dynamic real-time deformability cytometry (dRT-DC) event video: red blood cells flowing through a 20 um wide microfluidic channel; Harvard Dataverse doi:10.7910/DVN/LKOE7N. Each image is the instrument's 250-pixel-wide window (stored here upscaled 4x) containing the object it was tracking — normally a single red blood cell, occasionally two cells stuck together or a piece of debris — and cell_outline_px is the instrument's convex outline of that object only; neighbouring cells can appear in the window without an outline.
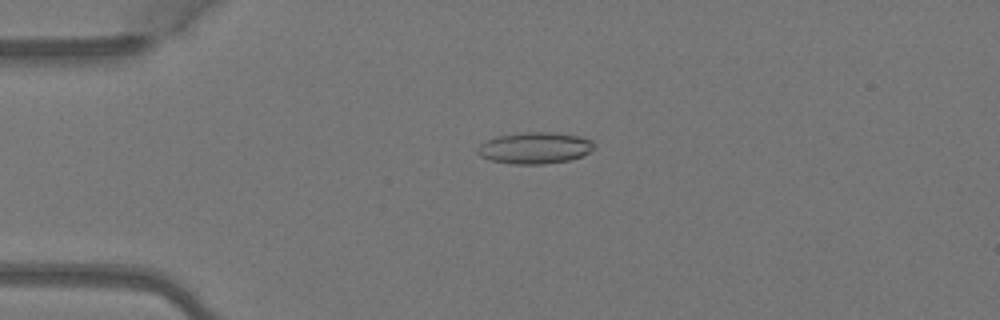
{"species": "Egyptian fruit bat (a non-hibernating species)", "species_latin": "Rousettus aegyptiacus", "temperature_condition": "warm", "stored_images_in_passage": 4, "camera_frame_rate_fps": 3000, "um_per_image_px": 0.085, "animal": {"sex": "female"}, "frame": {"image": 1, "passage_image": 3, "time_ms": 0.667, "image_size_px": [1000, 320], "cell_outline_px": [[596, 148], [592, 152], [568, 160], [544, 164], [512, 164], [492, 160], [480, 156], [476, 152], [476, 148], [480, 144], [496, 136], [520, 132], [552, 132], [580, 136], [592, 140]], "centroid_in_image_um": [45.47, 12.57], "position_along_channel_um": 39.5, "area_um2": 21.56}}